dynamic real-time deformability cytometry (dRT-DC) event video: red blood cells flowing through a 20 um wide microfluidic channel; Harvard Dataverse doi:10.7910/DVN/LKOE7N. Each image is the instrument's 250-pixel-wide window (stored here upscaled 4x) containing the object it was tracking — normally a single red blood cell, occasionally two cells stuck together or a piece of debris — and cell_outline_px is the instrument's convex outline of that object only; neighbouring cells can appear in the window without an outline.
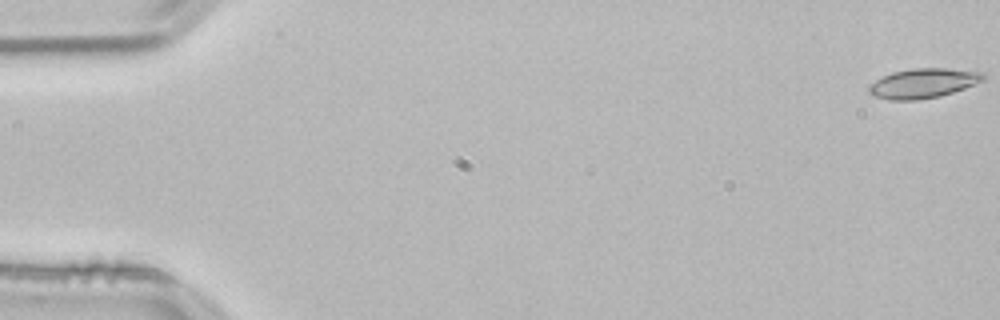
{"species": "common noctule bat (a hibernating species)", "species_latin": "Nyctalus noctula", "temperature_condition": "room temperature", "stored_images_in_passage": 54, "camera_frame_rate_fps": 3000, "um_per_image_px": 0.085, "animal": {"sex": "male", "body_mass_g": 21.5, "forearm_length_mm": 52.0}, "frame": {"image": 1, "passage_image": 1, "time_ms": 0.0, "image_size_px": [1000, 320], "cell_outline_px": [[984, 80], [964, 88], [940, 96], [916, 100], [892, 100], [872, 96], [868, 92], [868, 84], [892, 72], [912, 68], [948, 68], [984, 72]], "centroid_in_image_um": [78.44, 7.07], "position_along_channel_um": 6.6, "area_um2": 19.77}}
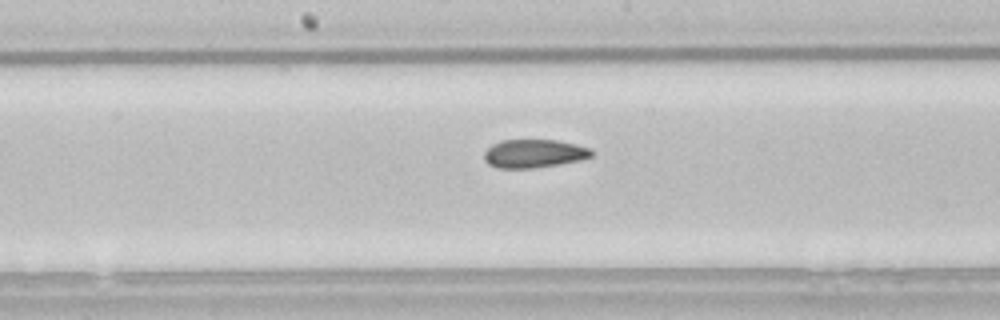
{"frame": {"image": 2, "passage_image": 28, "time_ms": 9.0, "image_size_px": [1000, 320], "cell_outline_px": [[592, 156], [580, 160], [532, 168], [496, 168], [488, 164], [484, 160], [484, 152], [492, 144], [500, 140], [556, 140], [576, 144], [592, 148]], "centroid_in_image_um": [45.36, 13.04], "position_along_channel_um": 202.8, "area_um2": 17.74}}
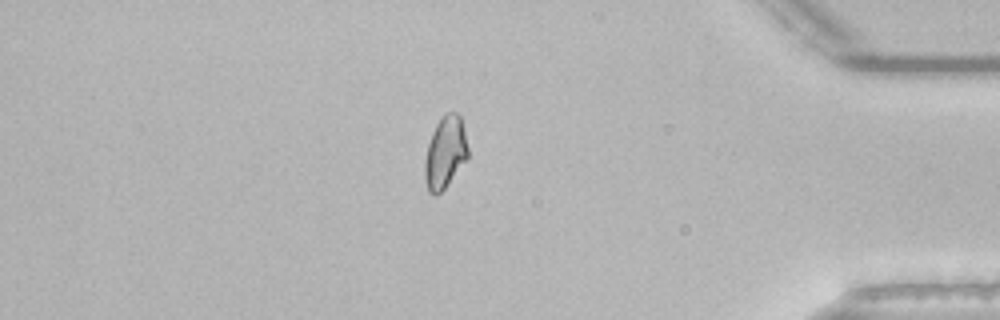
{"frame": {"image": 3, "passage_image": 46, "time_ms": 15.0, "image_size_px": [1000, 320], "cell_outline_px": [[468, 156], [444, 188], [436, 196], [428, 192], [424, 180], [424, 164], [428, 144], [432, 132], [436, 124], [444, 112], [456, 112], [460, 116], [468, 148]], "centroid_in_image_um": [37.81, 12.95], "position_along_channel_um": 397.4, "area_um2": 17.92}, "authors_computed_cell_mechanics": {"area_um2": 18.6405, "velocity_mm_per_s": 3.8348, "shape_relaxation_time_tau1_ms": null, "shape_relaxation_time_tau2_ms": 2.4259, "deformation_change_tau1": null, "deformation_change_tau2": 0.0735}}